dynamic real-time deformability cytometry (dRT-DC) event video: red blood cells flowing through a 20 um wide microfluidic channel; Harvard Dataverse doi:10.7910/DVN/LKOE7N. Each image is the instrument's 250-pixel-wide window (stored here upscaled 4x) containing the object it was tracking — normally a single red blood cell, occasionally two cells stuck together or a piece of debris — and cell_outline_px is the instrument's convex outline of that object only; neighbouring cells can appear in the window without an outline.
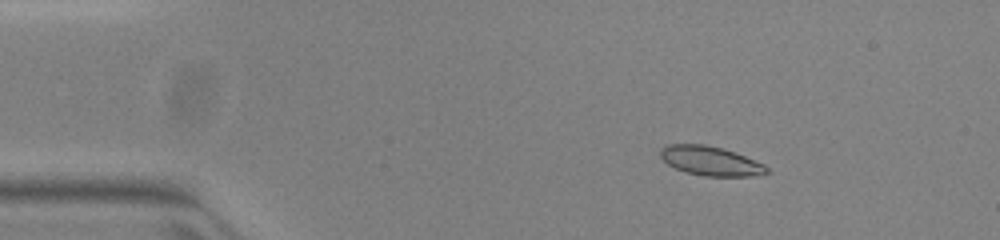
{"species": "common noctule bat (a hibernating species)", "species_latin": "Nyctalus noctula", "temperature_condition": "warm", "stored_images_in_passage": 46, "camera_frame_rate_fps": 3000, "um_per_image_px": 0.085, "animal": {"sex": "female", "body_mass_g": 23.0, "forearm_length_mm": 53.4}, "frame": {"image": 1, "passage_image": 2, "time_ms": 0.333, "image_size_px": [1000, 240], "cell_outline_px": [[772, 172], [752, 176], [704, 176], [688, 172], [676, 168], [668, 164], [660, 156], [660, 148], [664, 144], [704, 144], [720, 148], [744, 156], [764, 164]], "centroid_in_image_um": [60.38, 13.68], "position_along_channel_um": 24.6, "area_um2": 17.98}}
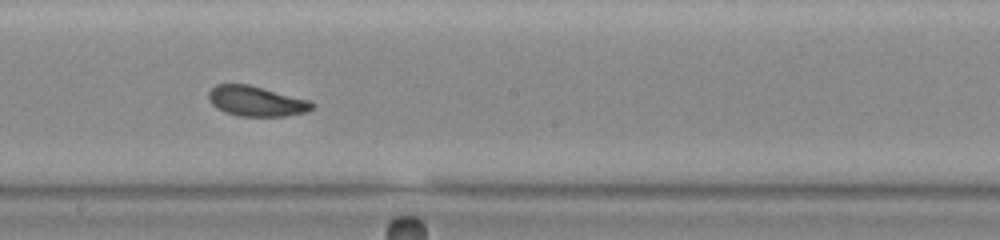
{"frame": {"image": 2, "passage_image": 23, "time_ms": 7.333, "image_size_px": [1000, 240], "cell_outline_px": [[316, 104], [312, 108], [304, 112], [284, 116], [240, 116], [224, 112], [216, 108], [208, 100], [208, 92], [216, 84], [248, 84], [308, 100]], "centroid_in_image_um": [21.73, 8.6], "position_along_channel_um": 226.5, "area_um2": 18.03}}
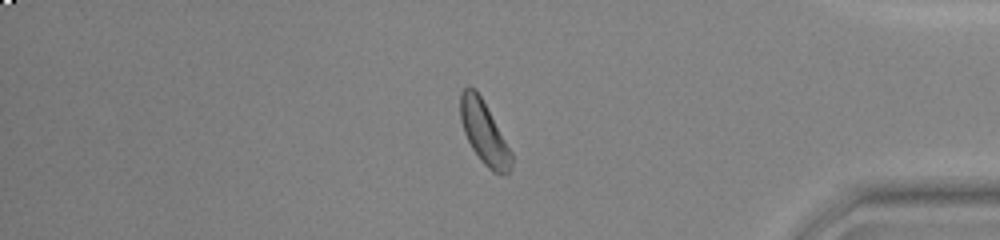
{"frame": {"image": 3, "passage_image": 38, "time_ms": 12.333, "image_size_px": [1000, 240], "cell_outline_px": [[512, 160], [508, 176], [500, 176], [492, 172], [480, 160], [472, 148], [464, 132], [460, 120], [460, 92], [468, 84], [476, 88], [512, 152]], "centroid_in_image_um": [41.14, 11.28], "position_along_channel_um": 394.1, "area_um2": 18.84}, "authors_computed_cell_mechanics": {"area_um2": 18.3804, "velocity_mm_per_s": 3.9408, "shape_relaxation_time_tau1_ms": 1.8286, "shape_relaxation_time_tau2_ms": 0.9239, "deformation_change_tau1": 0.0913, "deformation_change_tau2": 0.0469}}